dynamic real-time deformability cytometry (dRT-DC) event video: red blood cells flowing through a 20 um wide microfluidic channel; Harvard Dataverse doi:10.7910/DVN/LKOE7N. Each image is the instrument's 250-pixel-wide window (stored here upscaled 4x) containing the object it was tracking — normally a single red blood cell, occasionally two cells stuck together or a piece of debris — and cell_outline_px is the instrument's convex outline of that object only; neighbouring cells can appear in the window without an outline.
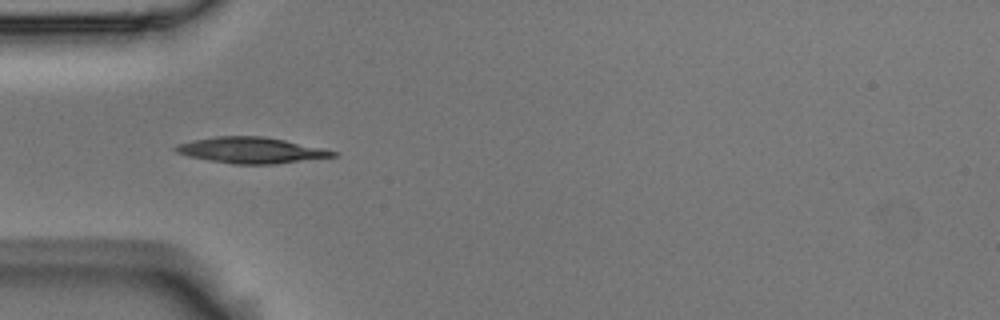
{"species": "Egyptian fruit bat (a non-hibernating species)", "species_latin": "Rousettus aegyptiacus", "temperature_condition": "room temperature", "stored_images_in_passage": 3, "camera_frame_rate_fps": 3000, "um_per_image_px": 0.085, "animal": {"sex": "male"}, "frame": {"image": 1, "passage_image": 3, "time_ms": 0.667, "image_size_px": [1000, 320], "cell_outline_px": [[340, 152], [336, 156], [276, 164], [236, 164], [188, 156], [176, 152], [172, 148], [176, 144], [192, 140], [216, 136], [264, 136], [284, 140]], "centroid_in_image_um": [21.33, 12.76], "position_along_channel_um": 63.7, "area_um2": 23.64}}